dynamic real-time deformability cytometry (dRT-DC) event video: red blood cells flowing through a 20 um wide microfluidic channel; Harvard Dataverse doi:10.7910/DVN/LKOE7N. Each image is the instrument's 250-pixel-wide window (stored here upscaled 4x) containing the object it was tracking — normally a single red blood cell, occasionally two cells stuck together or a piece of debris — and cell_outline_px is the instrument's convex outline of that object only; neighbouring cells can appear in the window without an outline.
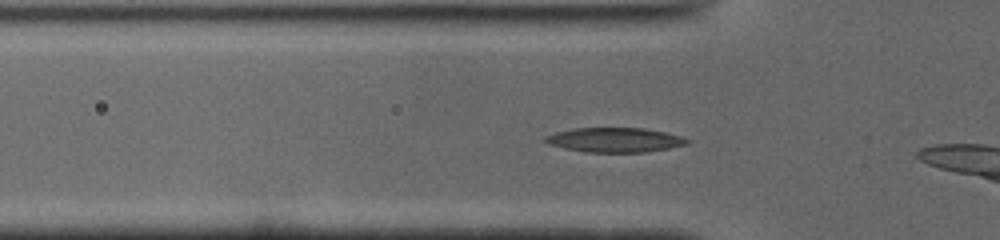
{"species": "common noctule bat (a hibernating species)", "species_latin": "Nyctalus noctula", "temperature_condition": "cold", "stored_images_in_passage": 10, "camera_frame_rate_fps": 3000, "um_per_image_px": 0.085, "animal": {"sex": "male", "body_mass_g": 19.0, "forearm_length_mm": 50.8}, "frame": {"image": 1, "passage_image": 5, "time_ms": 1.333, "image_size_px": [1000, 240], "cell_outline_px": [[688, 144], [668, 148], [644, 152], [584, 152], [564, 148], [548, 144], [544, 140], [544, 136], [556, 132], [576, 128], [644, 128], [684, 136], [688, 140]], "centroid_in_image_um": [52.24, 11.89], "position_along_channel_um": 73.6, "area_um2": 20.23}}
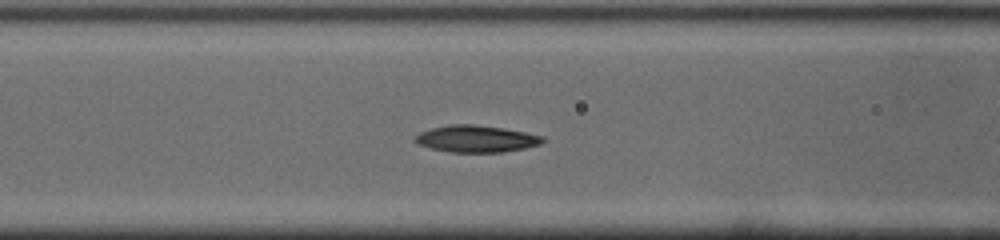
{"frame": {"image": 2, "passage_image": 9, "time_ms": 2.667, "image_size_px": [1000, 240], "cell_outline_px": [[544, 140], [540, 144], [524, 148], [504, 152], [448, 152], [432, 148], [420, 144], [416, 140], [416, 136], [420, 132], [432, 128], [452, 124], [468, 124], [500, 128], [524, 132], [544, 136]], "centroid_in_image_um": [40.5, 11.8], "position_along_channel_um": 126.1, "area_um2": 19.54}}